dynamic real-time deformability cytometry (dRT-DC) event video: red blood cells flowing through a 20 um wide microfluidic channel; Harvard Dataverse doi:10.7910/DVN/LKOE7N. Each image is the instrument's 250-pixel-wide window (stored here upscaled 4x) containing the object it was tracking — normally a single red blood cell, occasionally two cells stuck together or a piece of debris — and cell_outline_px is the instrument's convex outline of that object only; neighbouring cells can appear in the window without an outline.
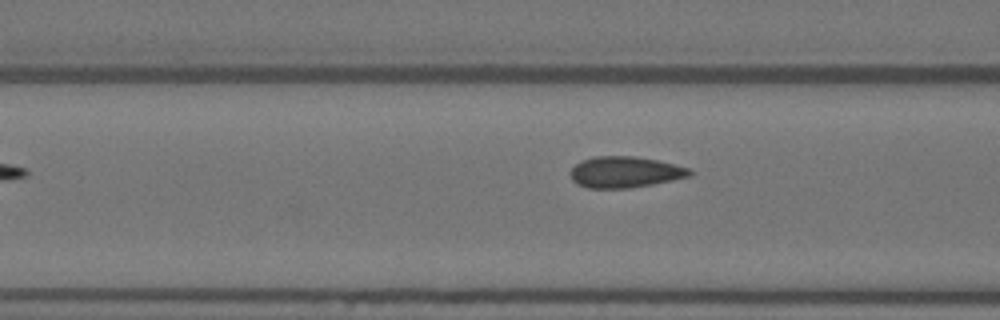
{"species": "Egyptian fruit bat (a non-hibernating species)", "species_latin": "Rousettus aegyptiacus", "temperature_condition": "warm", "stored_images_in_passage": 9, "camera_frame_rate_fps": 3000, "um_per_image_px": 0.085, "animal": {"sex": "female"}, "frame": {"image": 1, "passage_image": 7, "time_ms": 2.0, "image_size_px": [1000, 320], "cell_outline_px": [[692, 176], [632, 188], [588, 188], [576, 184], [572, 180], [568, 172], [580, 160], [596, 156], [632, 156], [656, 160], [688, 168], [692, 172]], "centroid_in_image_um": [53.07, 14.63], "position_along_channel_um": 113.5, "area_um2": 21.68}}